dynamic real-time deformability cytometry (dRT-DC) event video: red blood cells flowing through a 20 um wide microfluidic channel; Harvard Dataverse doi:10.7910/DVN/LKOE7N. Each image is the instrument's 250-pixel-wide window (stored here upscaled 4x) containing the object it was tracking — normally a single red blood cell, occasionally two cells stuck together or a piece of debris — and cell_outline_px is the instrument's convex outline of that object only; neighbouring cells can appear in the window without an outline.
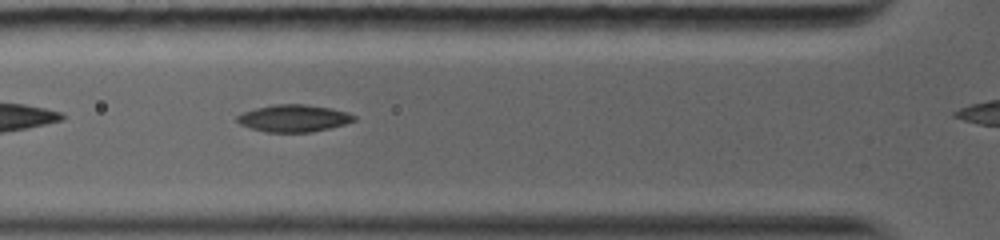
{"species": "common noctule bat (a hibernating species)", "species_latin": "Nyctalus noctula", "temperature_condition": "warm", "stored_images_in_passage": 12, "camera_frame_rate_fps": 5000, "um_per_image_px": 0.085, "animal": {"sex": "female", "body_mass_g": 19.0, "forearm_length_mm": 56.7}, "frame": {"image": 1, "passage_image": 4, "time_ms": 1.4, "image_size_px": [1000, 240], "cell_outline_px": [[356, 120], [344, 124], [312, 132], [264, 132], [240, 124], [236, 120], [236, 116], [244, 112], [256, 108], [272, 104], [304, 104], [332, 108], [348, 112], [356, 116]], "centroid_in_image_um": [24.97, 10.04], "position_along_channel_um": 100.8, "area_um2": 18.5}}
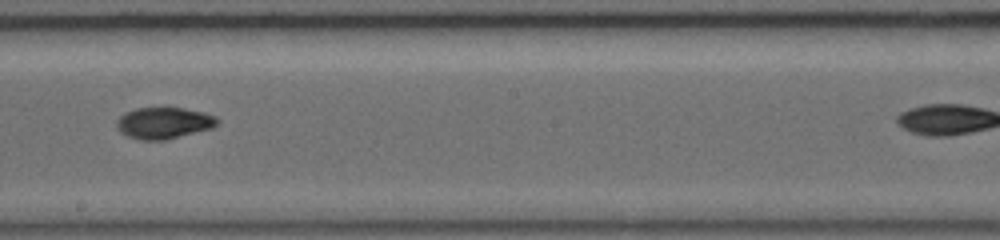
{"frame": {"image": 2, "passage_image": 9, "time_ms": 4.6, "image_size_px": [1000, 240], "cell_outline_px": [[220, 120], [212, 128], [164, 140], [140, 140], [128, 136], [120, 132], [116, 128], [116, 120], [124, 112], [136, 108], [184, 108], [204, 112], [216, 116]], "centroid_in_image_um": [13.9, 10.45], "position_along_channel_um": 234.3, "area_um2": 18.5}}
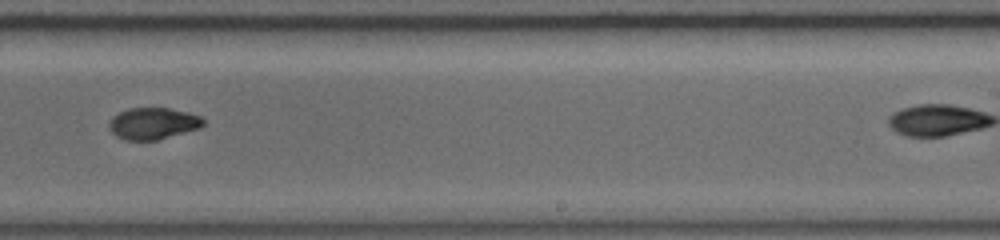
{"frame": {"image": 3, "passage_image": 10, "time_ms": 5.6, "image_size_px": [1000, 240], "cell_outline_px": [[204, 124], [200, 128], [156, 140], [124, 140], [116, 136], [108, 128], [108, 124], [112, 116], [128, 108], [168, 108], [188, 112], [200, 116], [204, 120]], "centroid_in_image_um": [12.98, 10.49], "position_along_channel_um": 276.0, "area_um2": 17.4}}